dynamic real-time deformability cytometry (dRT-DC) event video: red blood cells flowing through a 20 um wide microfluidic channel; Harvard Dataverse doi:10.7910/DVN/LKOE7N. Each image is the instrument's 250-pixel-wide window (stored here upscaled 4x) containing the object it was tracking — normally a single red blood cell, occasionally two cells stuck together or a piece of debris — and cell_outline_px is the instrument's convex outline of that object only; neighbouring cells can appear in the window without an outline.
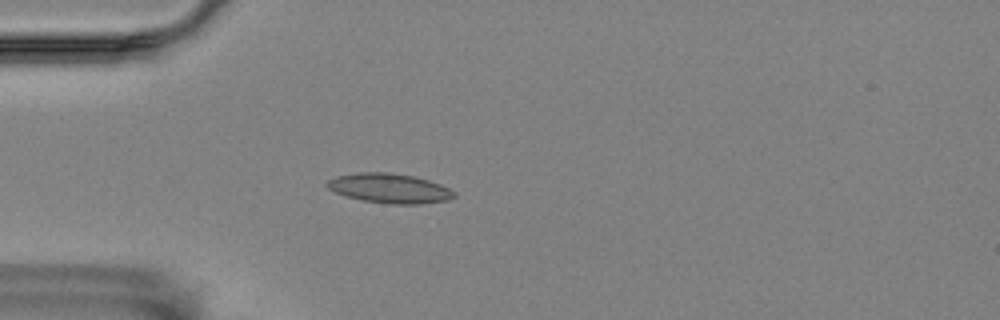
{"species": "Egyptian fruit bat (a non-hibernating species)", "species_latin": "Rousettus aegyptiacus", "temperature_condition": "room temperature", "stored_images_in_passage": 45, "camera_frame_rate_fps": 3000, "um_per_image_px": 0.085, "animal": {"sex": "female"}, "frame": {"image": 1, "passage_image": 4, "time_ms": 1.0, "image_size_px": [1000, 320], "cell_outline_px": [[456, 196], [448, 200], [420, 204], [392, 204], [364, 200], [344, 196], [328, 188], [324, 184], [328, 180], [336, 176], [356, 172], [388, 172], [412, 176], [428, 180], [440, 184], [456, 192]], "centroid_in_image_um": [33.1, 16.0], "position_along_channel_um": 51.9, "area_um2": 21.91}}
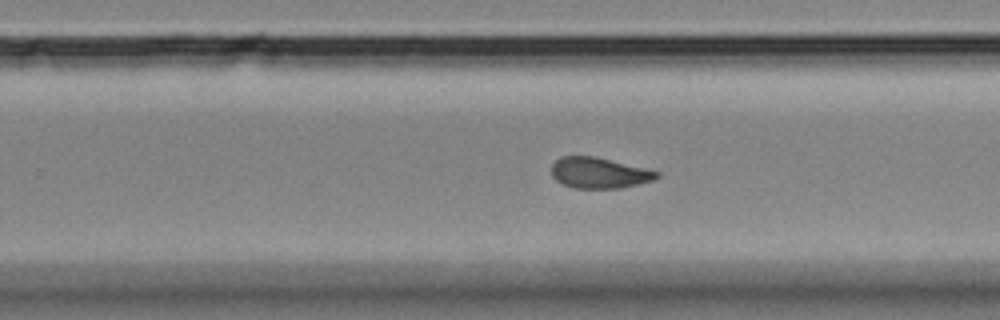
{"frame": {"image": 2, "passage_image": 24, "time_ms": 7.667, "image_size_px": [1000, 320], "cell_outline_px": [[660, 176], [652, 180], [640, 184], [620, 188], [572, 188], [556, 180], [552, 176], [552, 164], [556, 160], [564, 156], [592, 156], [660, 172]], "centroid_in_image_um": [50.91, 14.71], "position_along_channel_um": 278.9, "area_um2": 18.61}}
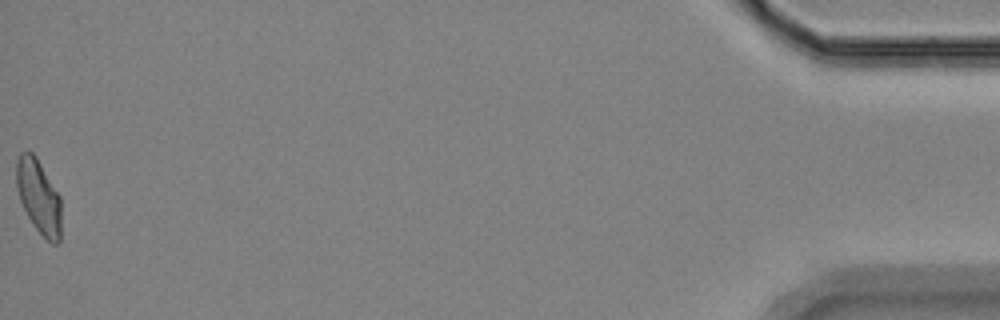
{"frame": {"image": 3, "passage_image": 45, "time_ms": 14.667, "image_size_px": [1000, 320], "cell_outline_px": [[60, 244], [52, 244], [32, 224], [20, 200], [16, 184], [16, 160], [20, 152], [32, 152], [36, 156], [60, 196]], "centroid_in_image_um": [3.28, 16.7], "position_along_channel_um": 431.9, "area_um2": 19.19}, "authors_computed_cell_mechanics": {"area_um2": 19.3052, "velocity_mm_per_s": 3.5359, "shape_relaxation_time_tau1_ms": null, "shape_relaxation_time_tau2_ms": 2.3361, "deformation_change_tau1": null, "deformation_change_tau2": 0.0848}}